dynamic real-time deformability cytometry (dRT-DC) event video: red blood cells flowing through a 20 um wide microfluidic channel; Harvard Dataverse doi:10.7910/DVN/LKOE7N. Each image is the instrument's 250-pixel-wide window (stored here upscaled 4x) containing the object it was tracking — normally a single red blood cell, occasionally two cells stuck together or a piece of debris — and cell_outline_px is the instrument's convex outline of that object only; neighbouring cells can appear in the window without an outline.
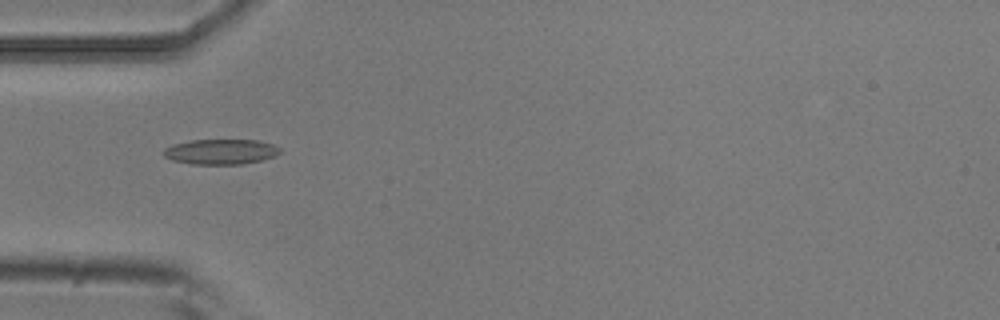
{"species": "common noctule bat (a hibernating species)", "species_latin": "Nyctalus noctula", "temperature_condition": "room temperature", "stored_images_in_passage": 7, "camera_frame_rate_fps": 3000, "um_per_image_px": 0.085, "animal": {"sex": "male", "body_mass_g": 20.5, "forearm_length_mm": 52.5}, "frame": {"image": 1, "passage_image": 4, "time_ms": 1.0, "image_size_px": [1000, 320], "cell_outline_px": [[280, 152], [272, 156], [260, 160], [240, 164], [192, 164], [172, 160], [164, 156], [164, 148], [172, 144], [192, 140], [256, 140], [272, 144], [280, 148]], "centroid_in_image_um": [18.72, 12.89], "position_along_channel_um": 66.3, "area_um2": 16.88}}
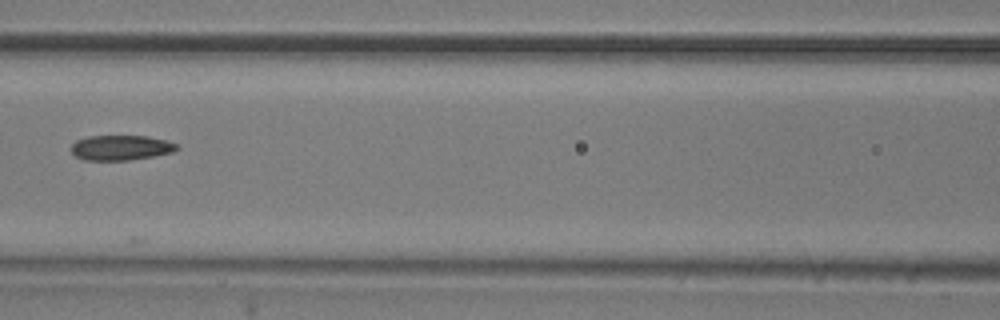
{"frame": {"image": 2, "passage_image": 6, "time_ms": 1.667, "image_size_px": [1000, 320], "cell_outline_px": [[180, 148], [172, 152], [152, 156], [128, 160], [84, 160], [76, 156], [72, 152], [72, 144], [76, 140], [88, 136], [148, 136], [164, 140], [176, 144]], "centroid_in_image_um": [10.25, 12.55], "position_along_channel_um": 156.3, "area_um2": 15.26}}
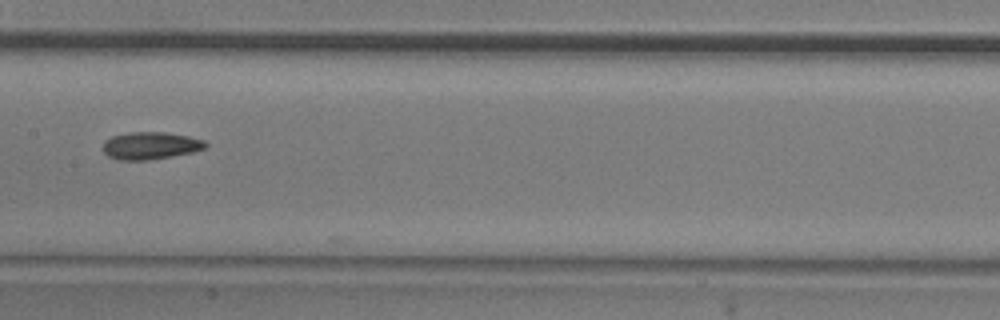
{"frame": {"image": 3, "passage_image": 7, "time_ms": 2.0, "image_size_px": [1000, 320], "cell_outline_px": [[208, 144], [204, 148], [192, 152], [172, 156], [148, 160], [120, 160], [108, 156], [104, 152], [104, 140], [112, 136], [128, 132], [164, 132], [188, 136], [204, 140]], "centroid_in_image_um": [12.78, 12.37], "position_along_channel_um": 194.6, "area_um2": 16.3}}